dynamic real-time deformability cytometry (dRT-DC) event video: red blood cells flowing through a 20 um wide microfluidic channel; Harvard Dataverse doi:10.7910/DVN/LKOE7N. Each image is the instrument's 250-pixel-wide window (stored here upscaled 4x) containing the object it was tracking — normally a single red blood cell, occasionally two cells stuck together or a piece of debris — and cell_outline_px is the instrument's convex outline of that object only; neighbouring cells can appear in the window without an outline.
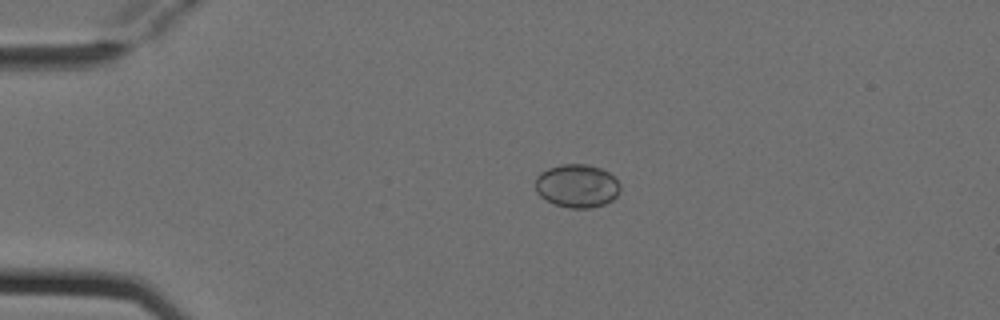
{"species": "Egyptian fruit bat (a non-hibernating species)", "species_latin": "Rousettus aegyptiacus", "temperature_condition": "cold", "stored_images_in_passage": 4, "camera_frame_rate_fps": 3000, "um_per_image_px": 0.085, "animal": {"sex": "female"}, "frame": {"image": 1, "passage_image": 3, "time_ms": 0.667, "image_size_px": [1000, 320], "cell_outline_px": [[620, 192], [612, 200], [604, 204], [592, 208], [572, 208], [556, 204], [540, 196], [536, 192], [536, 176], [540, 172], [548, 168], [560, 164], [588, 164], [600, 168], [608, 172], [620, 184]], "centroid_in_image_um": [49.05, 15.79], "position_along_channel_um": 36.0, "area_um2": 21.39}}